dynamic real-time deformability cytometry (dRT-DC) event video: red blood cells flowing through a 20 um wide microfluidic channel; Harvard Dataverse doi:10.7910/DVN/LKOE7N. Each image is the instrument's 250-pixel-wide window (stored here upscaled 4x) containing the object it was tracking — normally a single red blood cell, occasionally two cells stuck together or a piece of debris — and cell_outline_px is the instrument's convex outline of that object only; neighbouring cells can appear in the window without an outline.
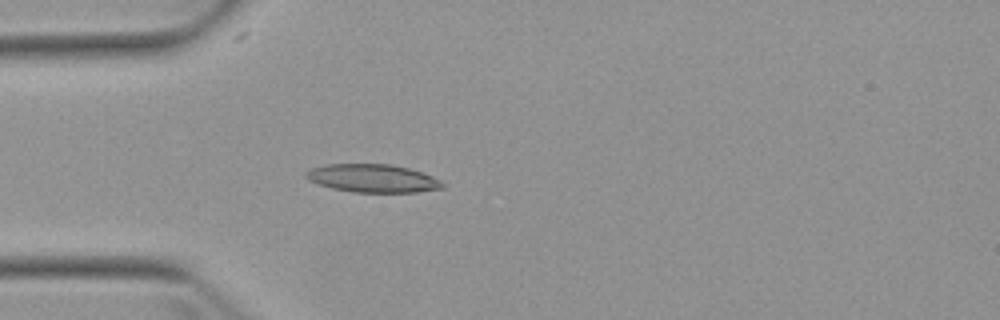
{"species": "Egyptian fruit bat (a non-hibernating species)", "species_latin": "Rousettus aegyptiacus", "temperature_condition": "warm", "stored_images_in_passage": 5, "camera_frame_rate_fps": 3000, "um_per_image_px": 0.085, "animal": {"sex": "female"}, "frame": {"image": 1, "passage_image": 4, "time_ms": 4.667, "image_size_px": [1000, 320], "cell_outline_px": [[444, 188], [416, 192], [352, 192], [332, 188], [308, 180], [304, 176], [304, 172], [312, 168], [324, 164], [392, 164], [408, 168], [432, 176], [440, 180], [444, 184]], "centroid_in_image_um": [31.66, 15.15], "position_along_channel_um": 53.3, "area_um2": 22.37}}